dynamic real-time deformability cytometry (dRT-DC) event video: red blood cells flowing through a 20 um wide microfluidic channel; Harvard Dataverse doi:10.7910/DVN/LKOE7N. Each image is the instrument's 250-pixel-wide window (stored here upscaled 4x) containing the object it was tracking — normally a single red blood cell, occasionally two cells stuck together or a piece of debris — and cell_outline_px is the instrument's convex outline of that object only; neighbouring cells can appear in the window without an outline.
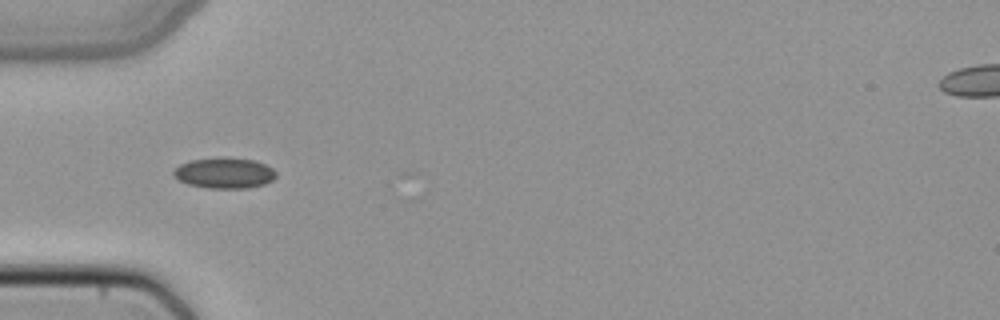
{"species": "common noctule bat (a hibernating species)", "species_latin": "Nyctalus noctula", "temperature_condition": "cold", "stored_images_in_passage": 34, "camera_frame_rate_fps": 3000, "um_per_image_px": 0.085, "animal": {"sex": "female", "body_mass_g": 22.7, "forearm_length_mm": 54.2}, "frame": {"image": 1, "passage_image": 1, "time_ms": 0.0, "image_size_px": [1000, 320], "cell_outline_px": [[276, 176], [272, 180], [264, 184], [248, 188], [208, 188], [188, 184], [172, 176], [172, 172], [180, 164], [188, 160], [216, 156], [224, 156], [256, 160], [272, 168], [276, 172]], "centroid_in_image_um": [19.05, 14.68], "position_along_channel_um": 65.9, "area_um2": 18.73}}
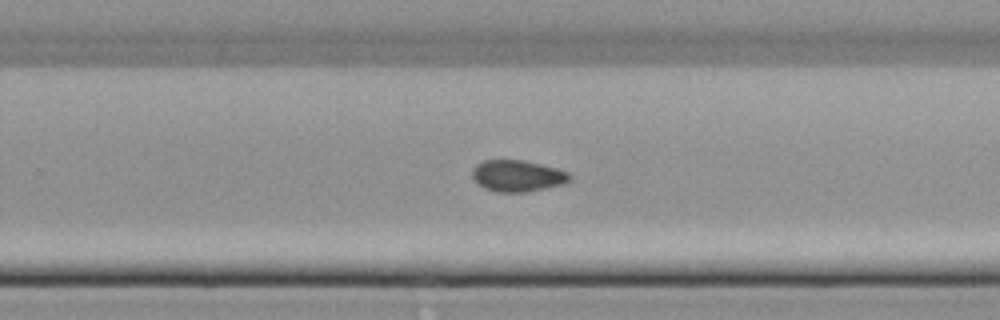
{"frame": {"image": 2, "passage_image": 17, "time_ms": 5.333, "image_size_px": [1000, 320], "cell_outline_px": [[572, 180], [564, 184], [524, 192], [496, 192], [484, 188], [472, 176], [472, 168], [476, 164], [484, 160], [524, 160], [556, 168], [568, 172], [572, 176]], "centroid_in_image_um": [44.0, 14.94], "position_along_channel_um": 285.8, "area_um2": 17.86}}
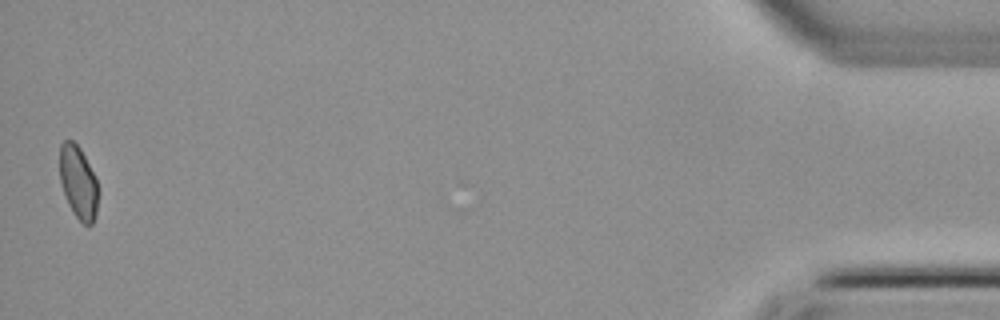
{"frame": {"image": 3, "passage_image": 34, "time_ms": 11.0, "image_size_px": [1000, 320], "cell_outline_px": [[100, 192], [96, 212], [92, 224], [84, 224], [72, 212], [68, 204], [60, 184], [60, 144], [64, 140], [72, 140], [80, 148], [96, 176]], "centroid_in_image_um": [6.67, 15.49], "position_along_channel_um": 428.5, "area_um2": 16.65}}